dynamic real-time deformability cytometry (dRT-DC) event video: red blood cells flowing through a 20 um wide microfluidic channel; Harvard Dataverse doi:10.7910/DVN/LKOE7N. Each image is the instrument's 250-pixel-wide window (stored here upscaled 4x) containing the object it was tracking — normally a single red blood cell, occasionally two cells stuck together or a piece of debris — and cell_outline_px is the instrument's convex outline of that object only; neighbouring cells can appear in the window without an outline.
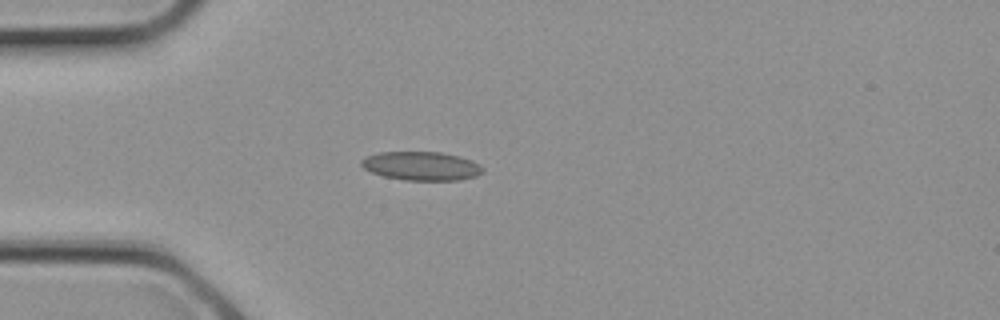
{"species": "common noctule bat (a hibernating species)", "species_latin": "Nyctalus noctula", "temperature_condition": "cold", "stored_images_in_passage": 2, "camera_frame_rate_fps": 3000, "um_per_image_px": 0.085, "animal": {"sex": "female", "body_mass_g": 21.9}, "frame": {"image": 1, "passage_image": 2, "time_ms": 0.333, "image_size_px": [1000, 320], "cell_outline_px": [[484, 172], [476, 176], [460, 180], [404, 180], [384, 176], [372, 172], [364, 168], [360, 164], [360, 160], [368, 156], [380, 152], [440, 152], [460, 156], [472, 160], [480, 164], [484, 168]], "centroid_in_image_um": [35.86, 14.11], "position_along_channel_um": 49.1, "area_um2": 20.4}}